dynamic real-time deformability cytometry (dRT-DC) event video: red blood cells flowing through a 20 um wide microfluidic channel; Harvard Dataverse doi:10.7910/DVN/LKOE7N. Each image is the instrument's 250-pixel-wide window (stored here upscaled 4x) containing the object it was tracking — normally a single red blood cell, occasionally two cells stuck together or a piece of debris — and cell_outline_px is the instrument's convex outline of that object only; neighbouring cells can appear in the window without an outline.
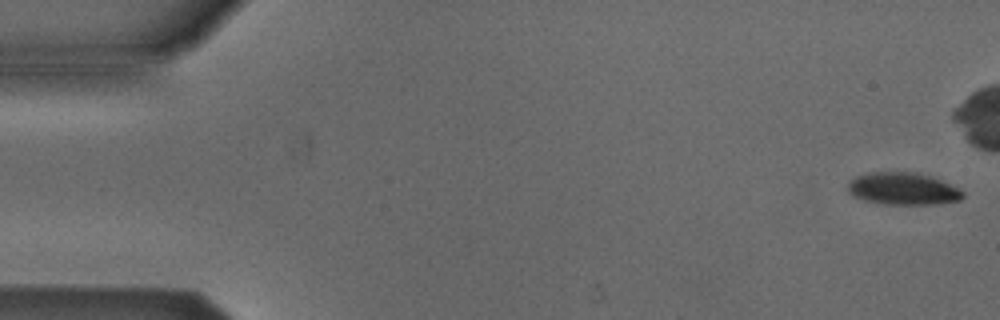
{"species": "Egyptian fruit bat (a non-hibernating species)", "species_latin": "Rousettus aegyptiacus", "temperature_condition": "cold", "stored_images_in_passage": 6, "camera_frame_rate_fps": 3000, "um_per_image_px": 0.085, "animal": {"sex": "male"}, "frame": {"image": 1, "passage_image": 1, "time_ms": 0.0, "image_size_px": [1000, 320], "cell_outline_px": [[964, 196], [960, 200], [940, 204], [880, 204], [864, 200], [852, 196], [848, 192], [848, 180], [856, 176], [868, 172], [916, 172], [932, 176], [960, 188], [964, 192]], "centroid_in_image_um": [76.75, 16.04], "position_along_channel_um": 8.2, "area_um2": 22.02}}